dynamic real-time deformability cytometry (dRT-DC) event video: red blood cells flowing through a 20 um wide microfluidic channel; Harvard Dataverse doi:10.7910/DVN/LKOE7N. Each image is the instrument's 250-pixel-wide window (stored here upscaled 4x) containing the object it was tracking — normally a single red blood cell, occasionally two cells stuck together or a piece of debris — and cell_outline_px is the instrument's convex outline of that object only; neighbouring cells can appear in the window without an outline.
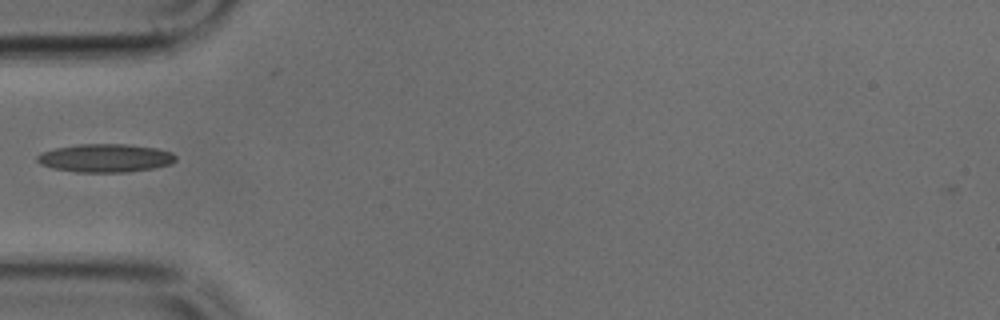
{"species": "common noctule bat (a hibernating species)", "species_latin": "Nyctalus noctula", "temperature_condition": "cold", "stored_images_in_passage": 34, "camera_frame_rate_fps": 3000, "um_per_image_px": 0.085, "animal": {"sex": "male", "body_mass_g": 17.9, "forearm_length_mm": 54.2}, "frame": {"image": 1, "passage_image": 1, "time_ms": 0.0, "image_size_px": [1000, 320], "cell_outline_px": [[176, 160], [172, 164], [152, 168], [128, 172], [76, 172], [52, 168], [40, 164], [36, 160], [36, 156], [40, 152], [56, 148], [80, 144], [128, 144], [156, 148], [172, 152], [176, 156]], "centroid_in_image_um": [8.95, 13.43], "position_along_channel_um": 76.1, "area_um2": 22.95}}
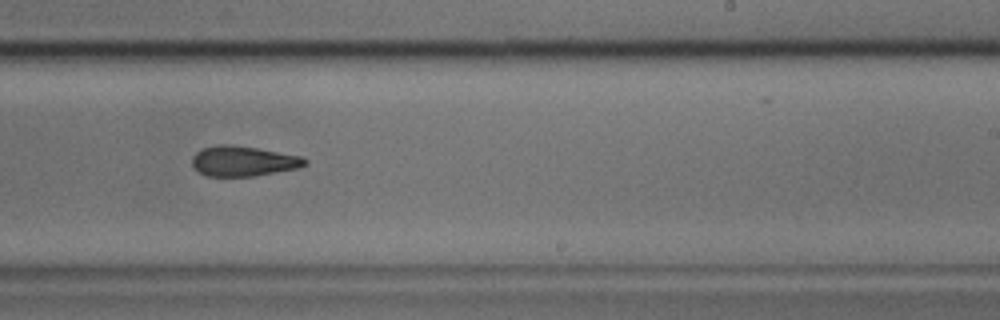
{"frame": {"image": 2, "passage_image": 15, "time_ms": 4.667, "image_size_px": [1000, 320], "cell_outline_px": [[308, 164], [300, 168], [252, 176], [208, 176], [200, 172], [192, 164], [192, 156], [200, 148], [216, 144], [232, 144], [256, 148], [300, 156], [308, 160]], "centroid_in_image_um": [20.67, 13.68], "position_along_channel_um": 268.3, "area_um2": 19.88}}
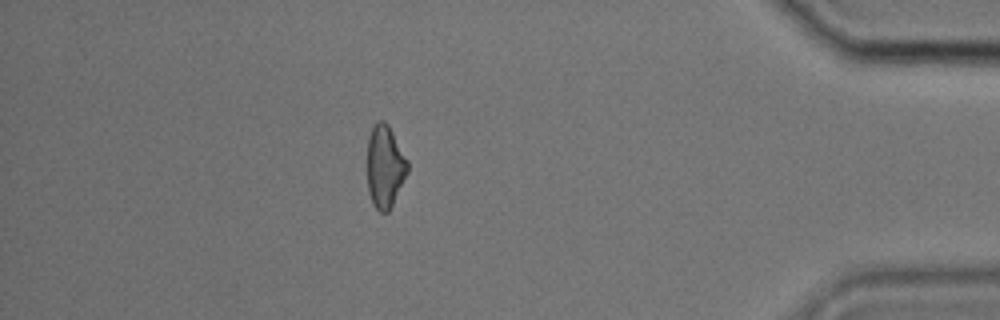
{"frame": {"image": 3, "passage_image": 28, "time_ms": 9.0, "image_size_px": [1000, 320], "cell_outline_px": [[408, 172], [388, 212], [380, 212], [372, 204], [368, 192], [368, 136], [376, 120], [384, 120], [388, 124], [408, 160]], "centroid_in_image_um": [32.71, 14.13], "position_along_channel_um": 402.5, "area_um2": 19.36}}